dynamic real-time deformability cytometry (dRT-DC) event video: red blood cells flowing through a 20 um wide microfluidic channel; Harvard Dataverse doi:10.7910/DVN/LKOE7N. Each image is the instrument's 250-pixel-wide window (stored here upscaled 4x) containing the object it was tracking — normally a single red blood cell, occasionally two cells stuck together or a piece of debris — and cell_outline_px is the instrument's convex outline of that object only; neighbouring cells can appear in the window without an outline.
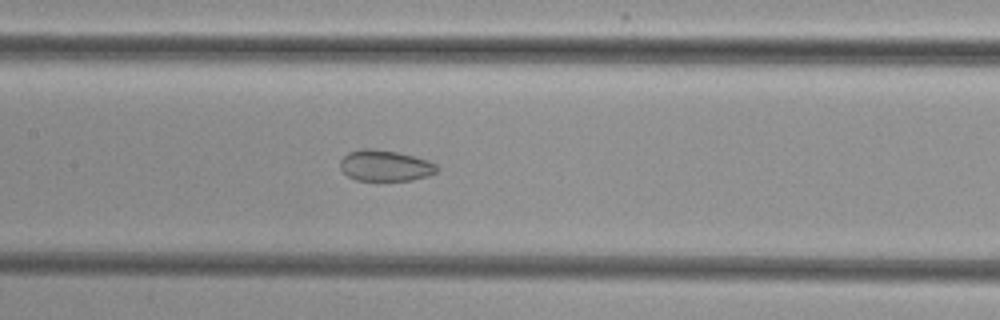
{"species": "common noctule bat (a hibernating species)", "species_latin": "Nyctalus noctula", "temperature_condition": "cold", "stored_images_in_passage": 29, "camera_frame_rate_fps": 3000, "um_per_image_px": 0.085, "animal": {"sex": "female", "body_mass_g": 29.2, "forearm_length_mm": 56.3}, "frame": {"image": 1, "passage_image": 11, "time_ms": 3.333, "image_size_px": [1000, 320], "cell_outline_px": [[440, 168], [436, 172], [428, 176], [412, 180], [356, 180], [348, 176], [340, 168], [340, 160], [348, 152], [364, 148], [372, 148], [396, 152], [416, 156], [428, 160], [436, 164]], "centroid_in_image_um": [32.76, 14.07], "position_along_channel_um": 174.6, "area_um2": 17.57}}
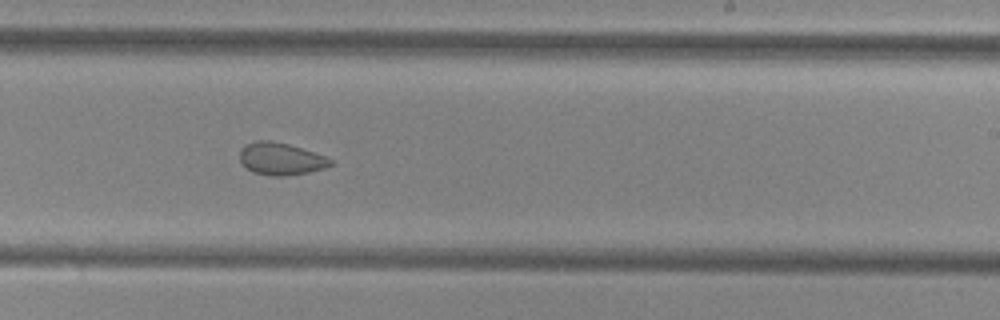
{"frame": {"image": 2, "passage_image": 18, "time_ms": 5.667, "image_size_px": [1000, 320], "cell_outline_px": [[332, 164], [324, 168], [308, 172], [288, 176], [272, 176], [252, 172], [240, 160], [240, 152], [244, 144], [256, 140], [272, 140], [288, 144], [324, 156], [332, 160]], "centroid_in_image_um": [23.84, 13.5], "position_along_channel_um": 265.2, "area_um2": 16.94}}
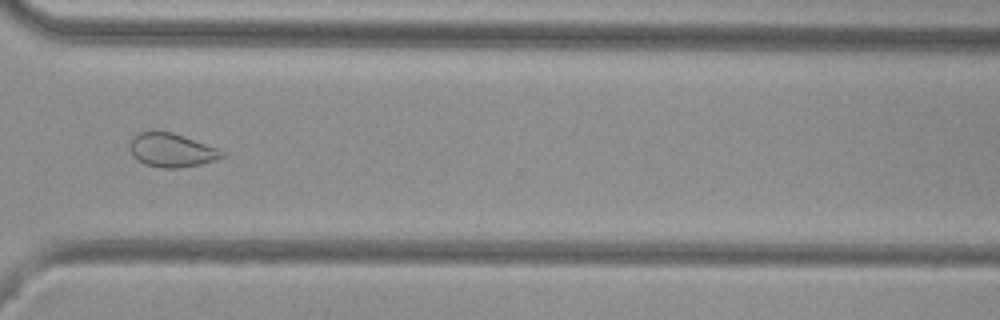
{"frame": {"image": 3, "passage_image": 25, "time_ms": 8.0, "image_size_px": [1000, 320], "cell_outline_px": [[224, 156], [216, 160], [200, 164], [180, 168], [160, 168], [144, 164], [132, 156], [128, 148], [128, 144], [132, 136], [140, 132], [172, 132], [216, 148], [224, 152]], "centroid_in_image_um": [14.52, 12.78], "position_along_channel_um": 356.1, "area_um2": 18.09}}